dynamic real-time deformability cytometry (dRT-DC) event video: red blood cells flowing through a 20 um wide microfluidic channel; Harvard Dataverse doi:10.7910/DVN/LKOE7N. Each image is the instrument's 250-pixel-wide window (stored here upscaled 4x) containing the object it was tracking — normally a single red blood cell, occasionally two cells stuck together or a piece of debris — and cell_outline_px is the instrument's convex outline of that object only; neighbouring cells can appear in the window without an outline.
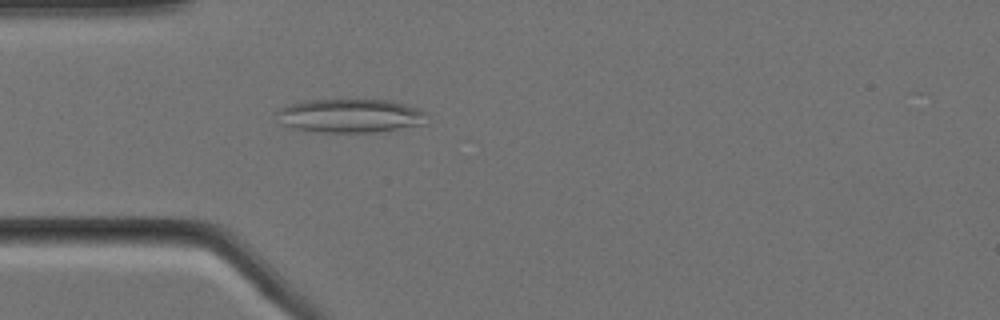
{"species": "Egyptian fruit bat (a non-hibernating species)", "species_latin": "Rousettus aegyptiacus", "temperature_condition": "cold", "stored_images_in_passage": 57, "camera_frame_rate_fps": 3000, "um_per_image_px": 0.085, "animal": {"sex": "female"}, "frame": {"image": 1, "passage_image": 15, "time_ms": 4.667, "image_size_px": [1000, 320], "cell_outline_px": [[428, 112], [424, 124], [376, 132], [320, 132], [292, 128], [280, 124], [276, 112], [280, 108], [288, 104], [304, 100], [388, 100], [420, 108]], "centroid_in_image_um": [29.75, 9.84], "position_along_channel_um": 55.2, "area_um2": 29.65}}
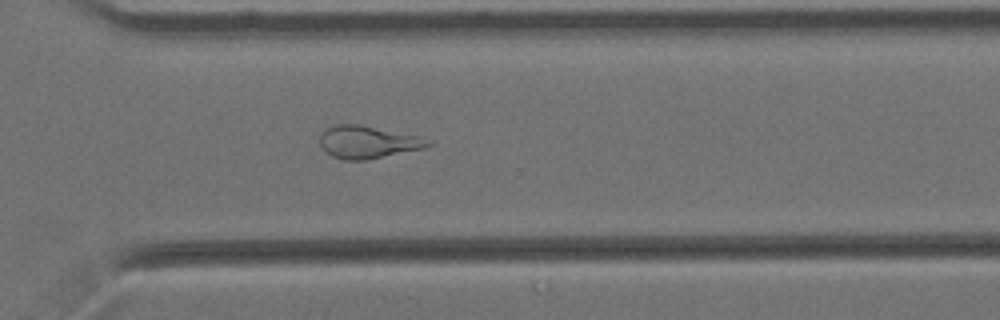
{"frame": {"image": 2, "passage_image": 40, "time_ms": 13.0, "image_size_px": [1000, 320], "cell_outline_px": [[436, 144], [424, 148], [364, 160], [344, 160], [332, 156], [320, 144], [320, 132], [324, 128], [332, 124], [360, 124], [416, 136]], "centroid_in_image_um": [31.2, 12.06], "position_along_channel_um": 339.4, "area_um2": 20.29}}
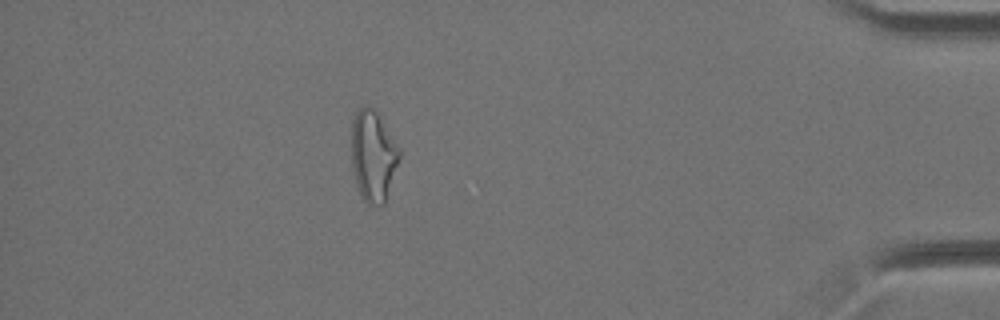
{"frame": {"image": 3, "passage_image": 50, "time_ms": 16.333, "image_size_px": [1000, 320], "cell_outline_px": [[400, 156], [384, 204], [368, 204], [364, 200], [356, 184], [352, 168], [352, 120], [356, 112], [364, 104], [372, 108], [376, 112], [400, 148]], "centroid_in_image_um": [31.7, 13.23], "position_along_channel_um": 403.5, "area_um2": 24.97}, "authors_computed_cell_mechanics": {"area_um2": 24.7384, "velocity_mm_per_s": 3.4481, "shape_relaxation_time_tau1_ms": null, "shape_relaxation_time_tau2_ms": 2.5644, "deformation_change_tau1": null, "deformation_change_tau2": 0.1304}}